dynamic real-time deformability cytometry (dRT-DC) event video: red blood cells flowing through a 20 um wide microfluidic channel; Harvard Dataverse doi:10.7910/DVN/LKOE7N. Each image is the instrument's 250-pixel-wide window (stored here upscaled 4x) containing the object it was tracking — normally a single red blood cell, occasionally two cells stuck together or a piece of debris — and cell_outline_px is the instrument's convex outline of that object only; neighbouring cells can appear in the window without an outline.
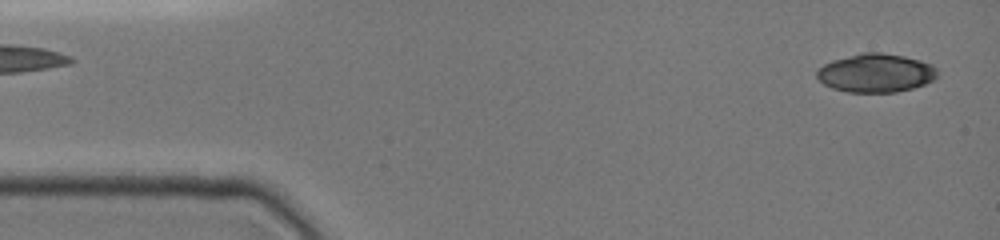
{"species": "common noctule bat (a hibernating species)", "species_latin": "Nyctalus noctula", "temperature_condition": "cold", "stored_images_in_passage": 4, "segment_of_instrument_passage": [2, 2], "camera_frame_rate_fps": 3000, "um_per_image_px": 0.085, "animal": {"sex": "female", "body_mass_g": 19.0, "forearm_length_mm": 51.5}, "frame": {"image": 1, "passage_image": 4, "time_ms": 1.333, "image_size_px": [1000, 240], "cell_outline_px": [[936, 76], [932, 80], [924, 84], [912, 88], [896, 92], [848, 92], [832, 88], [824, 84], [816, 76], [816, 72], [824, 64], [832, 60], [860, 52], [880, 52], [904, 56], [920, 60], [932, 64], [936, 68]], "centroid_in_image_um": [74.43, 6.19], "position_along_channel_um": 10.6, "area_um2": 27.05}}